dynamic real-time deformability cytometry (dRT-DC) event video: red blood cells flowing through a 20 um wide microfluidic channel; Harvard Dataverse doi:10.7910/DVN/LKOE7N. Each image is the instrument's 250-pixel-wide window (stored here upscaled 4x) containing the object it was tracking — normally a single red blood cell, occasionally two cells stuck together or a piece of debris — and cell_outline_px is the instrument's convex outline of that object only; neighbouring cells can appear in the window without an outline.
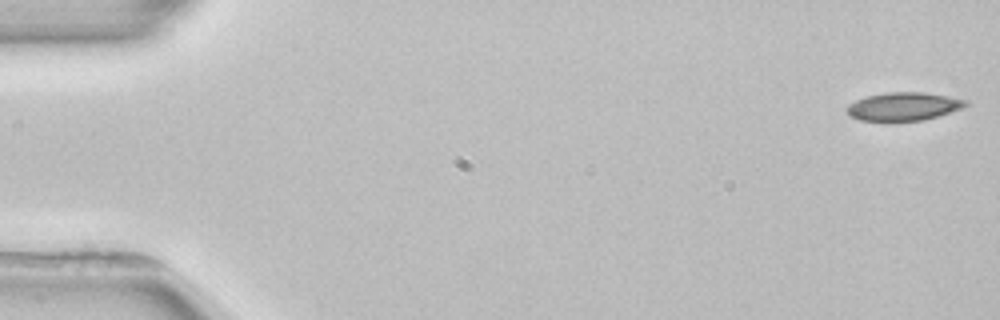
{"species": "common noctule bat (a hibernating species)", "species_latin": "Nyctalus noctula", "temperature_condition": "room temperature", "stored_images_in_passage": 3, "camera_frame_rate_fps": 3000, "um_per_image_px": 0.085, "animal": {"sex": "female", "body_mass_g": 22.7, "forearm_length_mm": 54.2}, "frame": {"image": 1, "passage_image": 1, "time_ms": 0.0, "image_size_px": [1000, 320], "cell_outline_px": [[968, 104], [960, 108], [936, 116], [920, 120], [888, 124], [860, 120], [848, 116], [848, 104], [864, 96], [884, 92], [924, 92], [948, 96], [968, 100]], "centroid_in_image_um": [76.71, 9.08], "position_along_channel_um": 8.3, "area_um2": 20.11}}
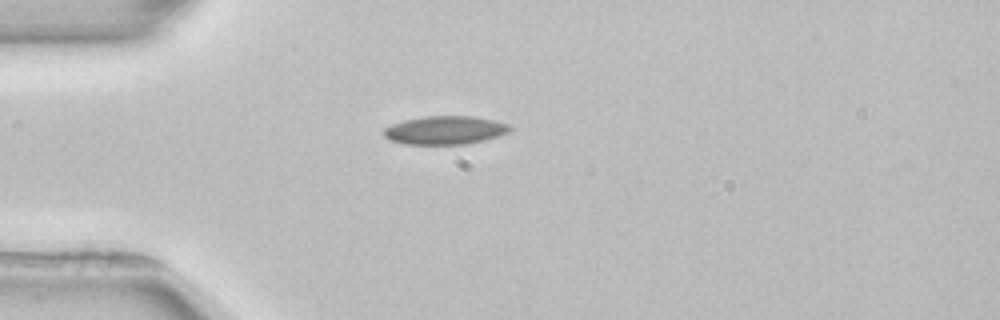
{"frame": {"image": 2, "passage_image": 3, "time_ms": 4.333, "image_size_px": [1000, 320], "cell_outline_px": [[512, 128], [508, 132], [500, 136], [468, 144], [404, 144], [388, 140], [384, 136], [384, 128], [392, 124], [404, 120], [424, 116], [472, 116], [492, 120], [508, 124]], "centroid_in_image_um": [37.81, 11.07], "position_along_channel_um": 47.2, "area_um2": 20.92}}